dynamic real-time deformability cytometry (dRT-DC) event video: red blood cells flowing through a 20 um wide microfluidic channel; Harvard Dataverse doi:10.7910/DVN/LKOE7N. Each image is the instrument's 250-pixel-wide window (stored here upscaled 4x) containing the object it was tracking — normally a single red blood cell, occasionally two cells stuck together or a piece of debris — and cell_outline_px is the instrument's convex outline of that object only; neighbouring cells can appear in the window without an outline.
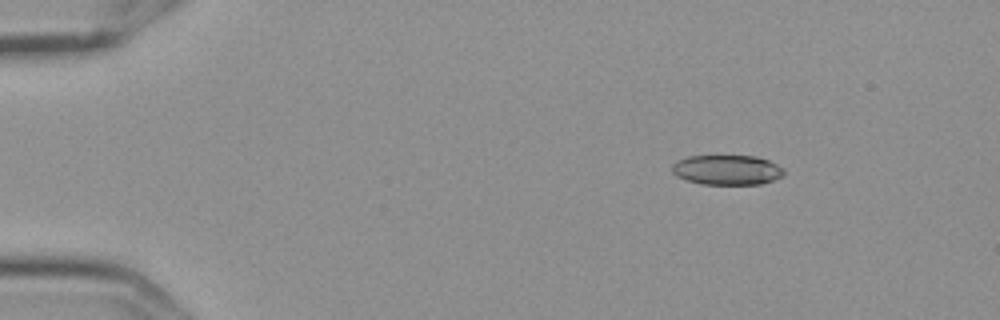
{"species": "Egyptian fruit bat (a non-hibernating species)", "species_latin": "Rousettus aegyptiacus", "temperature_condition": "cold", "stored_images_in_passage": 9, "camera_frame_rate_fps": 3000, "um_per_image_px": 0.085, "frame": {"image": 1, "passage_image": 3, "time_ms": 0.667, "image_size_px": [1000, 320], "cell_outline_px": [[784, 176], [760, 184], [700, 184], [676, 176], [672, 172], [672, 164], [676, 160], [688, 156], [756, 156], [768, 160], [784, 168]], "centroid_in_image_um": [61.79, 14.44], "position_along_channel_um": 23.2, "area_um2": 19.54}}
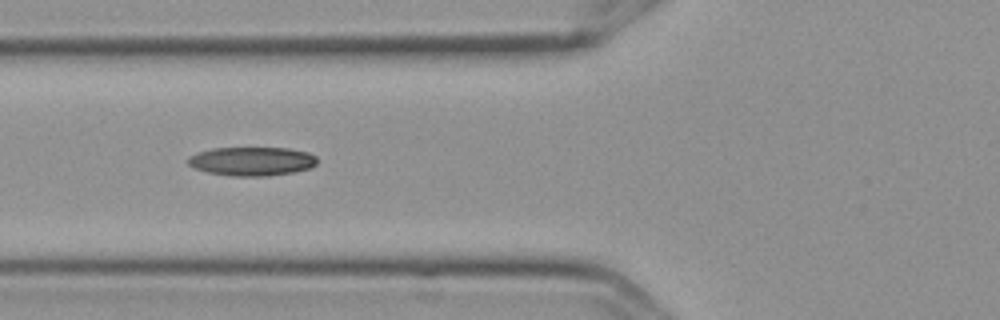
{"frame": {"image": 2, "passage_image": 7, "time_ms": 2.0, "image_size_px": [1000, 320], "cell_outline_px": [[316, 164], [308, 168], [296, 172], [268, 176], [232, 176], [208, 172], [196, 168], [188, 164], [188, 156], [212, 148], [288, 148], [308, 152], [316, 156]], "centroid_in_image_um": [21.43, 13.71], "position_along_channel_um": 104.4, "area_um2": 21.62}}
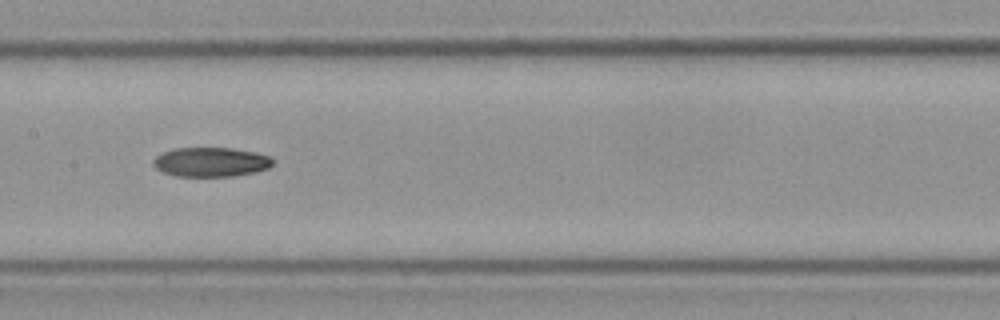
{"frame": {"image": 3, "passage_image": 9, "time_ms": 2.667, "image_size_px": [1000, 320], "cell_outline_px": [[272, 164], [268, 168], [256, 172], [236, 176], [176, 176], [164, 172], [156, 168], [152, 164], [152, 160], [156, 156], [172, 148], [232, 148], [256, 152], [268, 156], [272, 160]], "centroid_in_image_um": [17.91, 13.77], "position_along_channel_um": 189.5, "area_um2": 20.46}}